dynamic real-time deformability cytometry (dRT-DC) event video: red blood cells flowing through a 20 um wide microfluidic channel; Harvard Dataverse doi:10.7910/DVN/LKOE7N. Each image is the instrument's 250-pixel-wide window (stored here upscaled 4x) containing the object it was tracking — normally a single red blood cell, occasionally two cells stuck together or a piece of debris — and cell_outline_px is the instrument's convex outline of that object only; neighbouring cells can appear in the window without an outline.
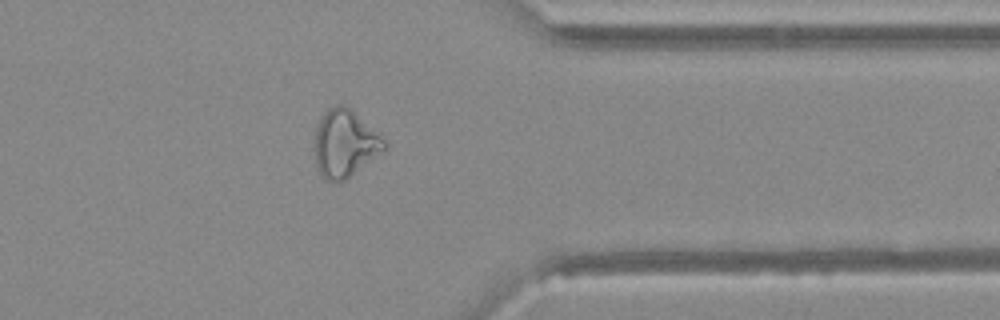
{"species": "Egyptian fruit bat (a non-hibernating species)", "species_latin": "Rousettus aegyptiacus", "temperature_condition": "warm", "stored_images_in_passage": 45, "camera_frame_rate_fps": 3000, "um_per_image_px": 0.085, "animal": {"sex": "female"}, "frame": {"image": 1, "passage_image": 39, "time_ms": 12.667, "image_size_px": [1000, 320], "cell_outline_px": [[388, 148], [384, 152], [344, 180], [324, 180], [316, 168], [316, 128], [320, 116], [328, 108], [336, 104], [348, 104], [380, 132], [388, 144]], "centroid_in_image_um": [29.37, 12.13], "position_along_channel_um": 382.0, "area_um2": 27.98}}